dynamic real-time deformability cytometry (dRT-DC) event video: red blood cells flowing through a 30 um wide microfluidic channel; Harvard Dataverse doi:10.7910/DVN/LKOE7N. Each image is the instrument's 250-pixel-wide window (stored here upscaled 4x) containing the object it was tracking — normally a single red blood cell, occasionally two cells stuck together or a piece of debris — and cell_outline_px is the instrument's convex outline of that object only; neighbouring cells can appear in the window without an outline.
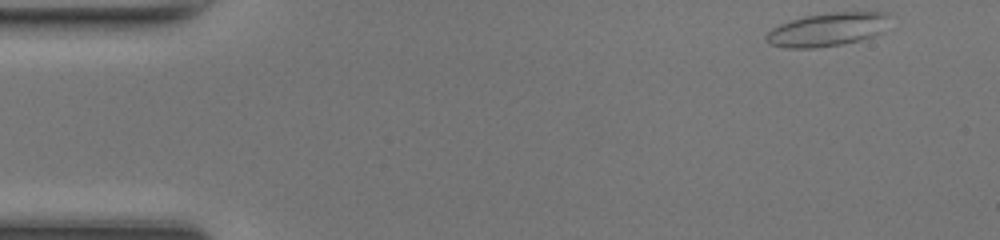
{"species": "common noctule bat (a hibernating species)", "species_latin": "Nyctalus noctula", "temperature_condition": "room temperature", "stored_images_in_passage": 45, "camera_frame_rate_fps": 3000, "um_per_image_px": 0.085, "animal": {"sex": "female", "body_mass_g": 17.0, "forearm_length_mm": 48.0}, "frame": {"image": 1, "passage_image": 1, "time_ms": 0.0, "image_size_px": [1000, 240], "cell_outline_px": [[888, 16], [884, 32], [860, 40], [840, 44], [816, 48], [784, 48], [768, 44], [764, 40], [764, 36], [772, 28], [780, 24], [804, 16], [836, 12], [888, 12]], "centroid_in_image_um": [70.29, 2.52], "position_along_channel_um": 14.7, "area_um2": 24.04}}
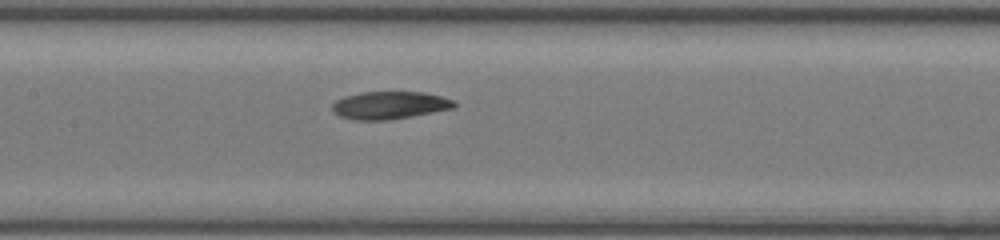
{"frame": {"image": 2, "passage_image": 20, "time_ms": 6.333, "image_size_px": [1000, 240], "cell_outline_px": [[456, 104], [452, 108], [412, 116], [388, 120], [352, 120], [340, 116], [332, 112], [332, 104], [336, 100], [344, 96], [364, 92], [424, 92], [440, 96], [452, 100]], "centroid_in_image_um": [33.06, 8.95], "position_along_channel_um": 174.3, "area_um2": 19.54}}
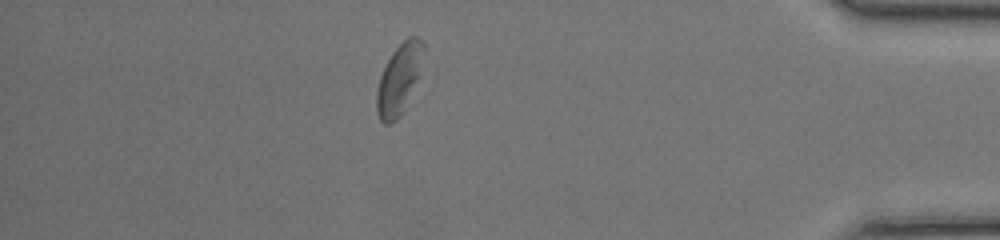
{"frame": {"image": 3, "passage_image": 39, "time_ms": 12.667, "image_size_px": [1000, 240], "cell_outline_px": [[424, 48], [416, 76], [400, 116], [396, 120], [388, 124], [384, 124], [380, 120], [376, 112], [376, 92], [380, 76], [392, 52], [408, 36], [416, 36], [424, 40]], "centroid_in_image_um": [33.86, 6.71], "position_along_channel_um": 401.3, "area_um2": 18.26}, "authors_computed_cell_mechanics": {"area_um2": 20.6924, "velocity_mm_per_s": 4.2947, "shape_relaxation_time_tau1_ms": 8.7684, "shape_relaxation_time_tau2_ms": 7.0468, "deformation_change_tau1": 0.2053, "deformation_change_tau2": 0.1466}}